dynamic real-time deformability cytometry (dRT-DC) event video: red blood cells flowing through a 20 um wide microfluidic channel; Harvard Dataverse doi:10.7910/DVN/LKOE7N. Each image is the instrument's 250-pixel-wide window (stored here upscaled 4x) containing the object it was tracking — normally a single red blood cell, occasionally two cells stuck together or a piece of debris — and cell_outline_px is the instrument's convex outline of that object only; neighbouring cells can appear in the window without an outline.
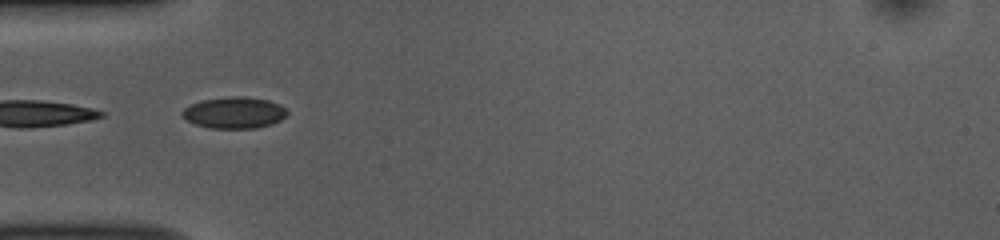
{"species": "common noctule bat (a hibernating species)", "species_latin": "Nyctalus noctula", "temperature_condition": "room temperature", "stored_images_in_passage": 23, "camera_frame_rate_fps": 3000, "um_per_image_px": 0.085, "animal": {"sex": "female", "body_mass_g": 10.0, "forearm_length_mm": 53.1}, "frame": {"image": 1, "passage_image": 1, "time_ms": 0.0, "image_size_px": [1000, 240], "cell_outline_px": [[288, 112], [280, 120], [272, 124], [256, 128], [212, 128], [196, 124], [188, 120], [180, 112], [184, 108], [200, 100], [232, 96], [244, 96], [268, 100], [280, 104]], "centroid_in_image_um": [19.92, 9.57], "position_along_channel_um": 65.1, "area_um2": 19.07}}
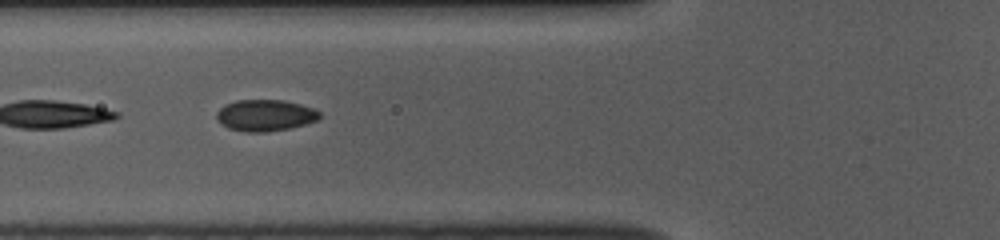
{"frame": {"image": 2, "passage_image": 4, "time_ms": 1.0, "image_size_px": [1000, 240], "cell_outline_px": [[320, 116], [316, 120], [304, 124], [288, 128], [264, 132], [244, 132], [228, 128], [216, 120], [216, 112], [224, 104], [236, 100], [284, 100], [300, 104], [312, 108], [320, 112]], "centroid_in_image_um": [22.49, 9.8], "position_along_channel_um": 103.3, "area_um2": 18.84}}
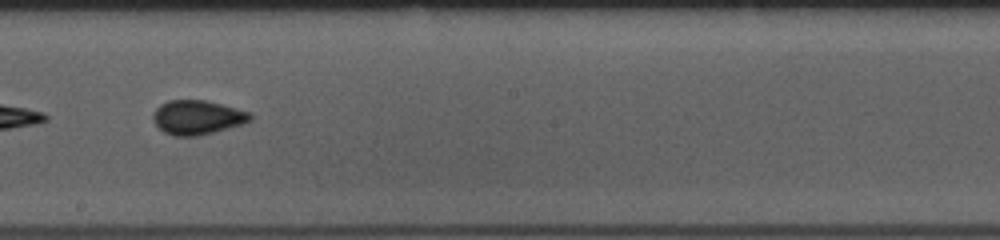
{"frame": {"image": 3, "passage_image": 14, "time_ms": 4.333, "image_size_px": [1000, 240], "cell_outline_px": [[252, 120], [244, 124], [196, 136], [172, 136], [164, 132], [156, 124], [152, 116], [156, 108], [160, 104], [168, 100], [204, 100], [236, 108], [248, 112], [252, 116]], "centroid_in_image_um": [16.76, 9.98], "position_along_channel_um": 231.4, "area_um2": 19.25}}